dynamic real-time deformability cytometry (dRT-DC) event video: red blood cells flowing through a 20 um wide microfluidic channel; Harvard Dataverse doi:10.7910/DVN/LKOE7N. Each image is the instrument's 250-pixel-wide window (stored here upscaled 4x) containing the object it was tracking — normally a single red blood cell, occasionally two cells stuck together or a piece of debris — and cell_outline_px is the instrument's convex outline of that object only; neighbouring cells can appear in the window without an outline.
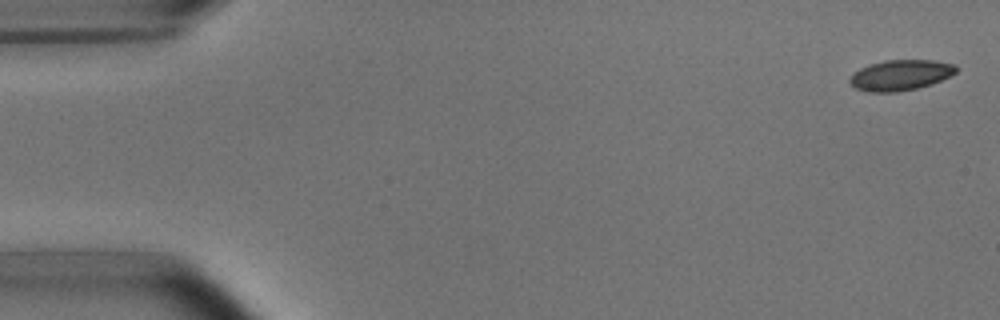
{"species": "common noctule bat (a hibernating species)", "species_latin": "Nyctalus noctula", "temperature_condition": "room temperature", "stored_images_in_passage": 3, "camera_frame_rate_fps": 3000, "um_per_image_px": 0.085, "animal": {"sex": "male", "body_mass_g": 15.6}, "frame": {"image": 1, "passage_image": 1, "time_ms": 0.0, "image_size_px": [1000, 320], "cell_outline_px": [[960, 68], [956, 72], [932, 84], [916, 88], [896, 92], [868, 92], [856, 88], [848, 80], [860, 68], [884, 60], [932, 60], [956, 64]], "centroid_in_image_um": [76.58, 6.38], "position_along_channel_um": 8.4, "area_um2": 18.79}}